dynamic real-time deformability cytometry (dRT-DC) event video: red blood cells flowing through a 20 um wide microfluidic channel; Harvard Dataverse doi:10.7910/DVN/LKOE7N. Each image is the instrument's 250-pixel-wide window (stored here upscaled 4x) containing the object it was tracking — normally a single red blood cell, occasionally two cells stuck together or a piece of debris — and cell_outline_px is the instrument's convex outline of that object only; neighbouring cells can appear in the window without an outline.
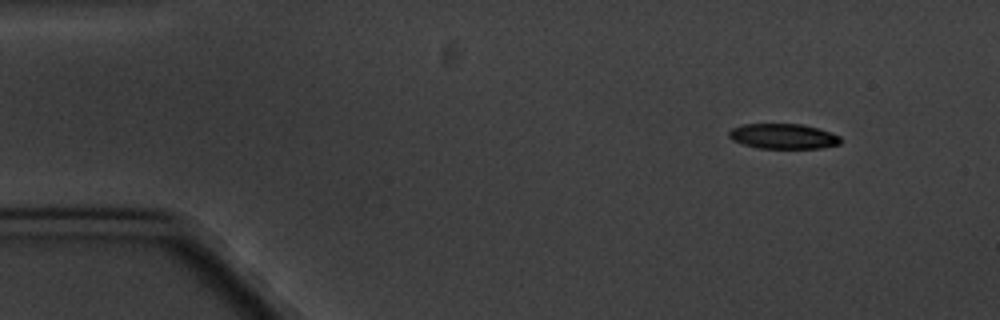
{"species": "common noctule bat (a hibernating species)", "species_latin": "Nyctalus noctula", "temperature_condition": "cold", "stored_images_in_passage": 6, "segment_of_instrument_passage": [2, 2], "camera_frame_rate_fps": 3000, "um_per_image_px": 0.085, "animal": {"sex": "male", "body_mass_g": 20.1, "forearm_length_mm": 53.5}, "frame": {"image": 1, "passage_image": 6, "time_ms": 6.667, "image_size_px": [1000, 320], "cell_outline_px": [[840, 144], [820, 148], [756, 148], [732, 140], [728, 136], [728, 132], [732, 128], [744, 124], [800, 124], [820, 128], [840, 136]], "centroid_in_image_um": [66.57, 11.58], "position_along_channel_um": 18.4, "area_um2": 16.36}}